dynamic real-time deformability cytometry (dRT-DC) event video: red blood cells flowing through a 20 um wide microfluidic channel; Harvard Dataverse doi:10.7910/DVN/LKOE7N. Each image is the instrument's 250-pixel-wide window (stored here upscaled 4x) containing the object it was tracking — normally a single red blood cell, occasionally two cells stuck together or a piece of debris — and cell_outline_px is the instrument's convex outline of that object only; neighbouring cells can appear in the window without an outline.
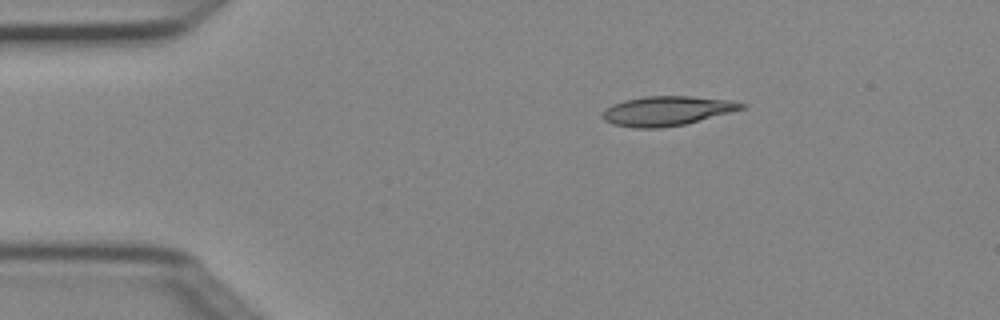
{"species": "Egyptian fruit bat (a non-hibernating species)", "species_latin": "Rousettus aegyptiacus", "temperature_condition": "cold", "stored_images_in_passage": 2, "camera_frame_rate_fps": 3000, "um_per_image_px": 0.085, "animal": {"sex": "female"}, "frame": {"image": 1, "passage_image": 1, "time_ms": 0.0, "image_size_px": [1000, 320], "cell_outline_px": [[748, 108], [684, 124], [660, 128], [636, 128], [612, 124], [604, 120], [600, 116], [604, 108], [612, 104], [624, 100], [644, 96], [692, 96], [732, 100], [748, 104]], "centroid_in_image_um": [56.7, 9.41], "position_along_channel_um": 28.3, "area_um2": 24.22}}